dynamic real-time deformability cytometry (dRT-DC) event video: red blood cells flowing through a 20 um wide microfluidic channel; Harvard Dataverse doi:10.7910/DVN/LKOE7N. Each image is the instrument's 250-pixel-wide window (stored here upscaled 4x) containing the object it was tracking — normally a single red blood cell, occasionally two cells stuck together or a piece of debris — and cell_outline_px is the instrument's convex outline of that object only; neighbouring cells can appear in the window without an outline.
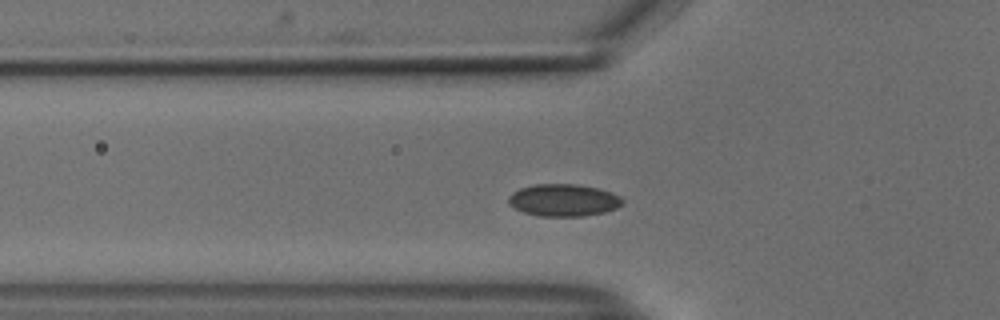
{"species": "common noctule bat (a hibernating species)", "species_latin": "Nyctalus noctula", "temperature_condition": "cold", "stored_images_in_passage": 42, "segment_of_instrument_passage": [1, 2], "camera_frame_rate_fps": 3000, "um_per_image_px": 0.085, "animal": {"sex": "male", "body_mass_g": 18.8}, "frame": {"image": 1, "passage_image": 6, "time_ms": 1.667, "image_size_px": [1000, 320], "cell_outline_px": [[624, 204], [616, 208], [604, 212], [584, 216], [540, 216], [524, 212], [508, 204], [508, 196], [512, 192], [520, 188], [536, 184], [576, 184], [600, 188], [612, 192], [620, 196], [624, 200]], "centroid_in_image_um": [47.93, 17.01], "position_along_channel_um": 77.9, "area_um2": 21.56}}
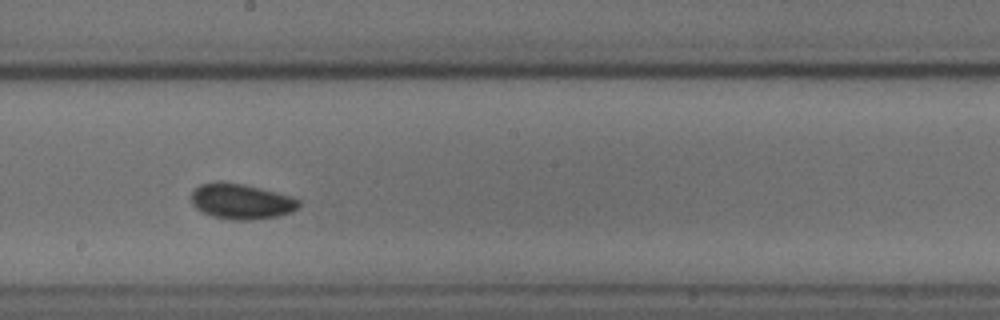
{"frame": {"image": 2, "passage_image": 18, "time_ms": 5.667, "image_size_px": [1000, 320], "cell_outline_px": [[300, 204], [292, 212], [280, 216], [248, 220], [232, 220], [212, 216], [196, 208], [192, 204], [192, 192], [200, 184], [216, 180], [220, 180], [260, 188], [292, 196], [300, 200]], "centroid_in_image_um": [20.5, 17.11], "position_along_channel_um": 227.7, "area_um2": 22.25}}
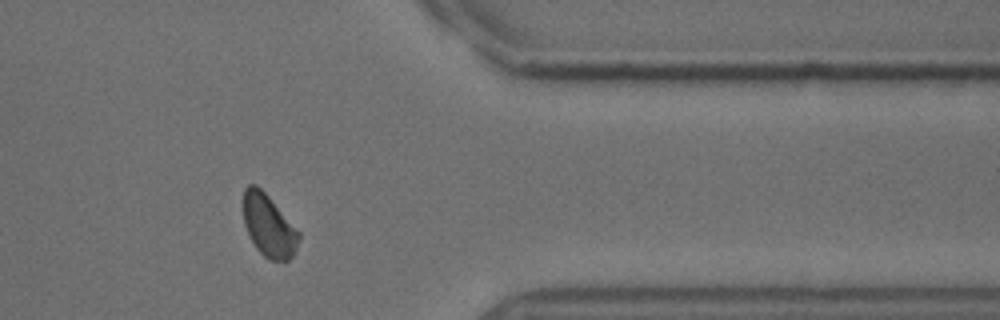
{"frame": {"image": 3, "passage_image": 32, "time_ms": 10.333, "image_size_px": [1000, 320], "cell_outline_px": [[300, 240], [292, 256], [288, 260], [268, 260], [256, 248], [244, 224], [244, 188], [248, 184], [256, 184], [268, 196], [300, 232]], "centroid_in_image_um": [22.85, 19.18], "position_along_channel_um": 388.6, "area_um2": 19.88}}